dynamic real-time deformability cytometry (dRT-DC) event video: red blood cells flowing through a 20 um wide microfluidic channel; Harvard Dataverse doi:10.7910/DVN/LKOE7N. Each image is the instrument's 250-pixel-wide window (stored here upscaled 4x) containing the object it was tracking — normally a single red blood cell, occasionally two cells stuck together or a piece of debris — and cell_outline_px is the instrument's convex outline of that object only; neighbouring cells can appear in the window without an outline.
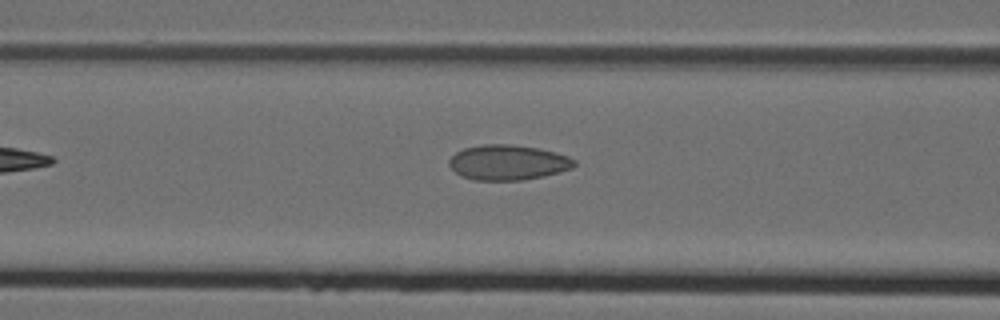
{"species": "Egyptian fruit bat (a non-hibernating species)", "species_latin": "Rousettus aegyptiacus", "temperature_condition": "cold", "stored_images_in_passage": 6, "camera_frame_rate_fps": 3000, "um_per_image_px": 0.085, "animal": {"sex": "female"}, "frame": {"image": 1, "passage_image": 6, "time_ms": 1.667, "image_size_px": [1000, 320], "cell_outline_px": [[576, 164], [572, 168], [560, 172], [544, 176], [524, 180], [472, 180], [460, 176], [448, 164], [448, 160], [456, 152], [464, 148], [484, 144], [508, 144], [536, 148], [568, 156], [576, 160]], "centroid_in_image_um": [43.16, 13.82], "position_along_channel_um": 123.4, "area_um2": 25.61}}